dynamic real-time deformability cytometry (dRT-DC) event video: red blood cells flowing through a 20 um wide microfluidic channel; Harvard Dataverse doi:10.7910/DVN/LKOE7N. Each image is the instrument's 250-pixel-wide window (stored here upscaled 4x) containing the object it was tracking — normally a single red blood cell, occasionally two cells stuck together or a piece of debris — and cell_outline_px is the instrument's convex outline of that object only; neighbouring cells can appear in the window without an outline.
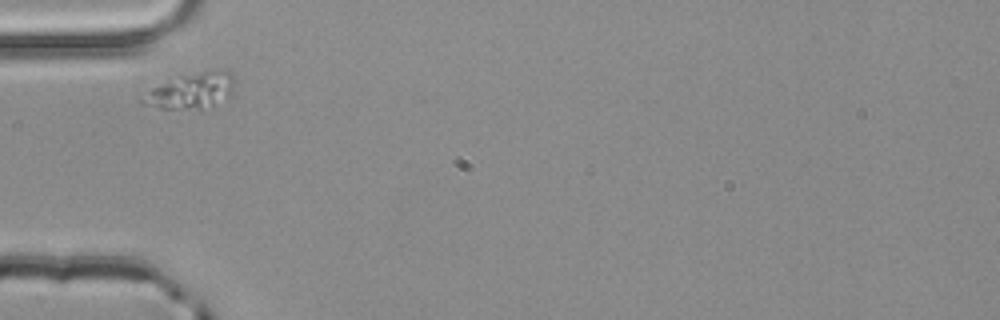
{"species": "common noctule bat (a hibernating species)", "species_latin": "Nyctalus noctula", "temperature_condition": "room temperature", "stored_images_in_passage": 1, "camera_frame_rate_fps": 3000, "um_per_image_px": 0.085, "animal": {"sex": "male", "body_mass_g": 20.4}, "frame": {"image": 1, "passage_image": 1, "time_ms": 0.0, "image_size_px": [1000, 320], "cell_outline_px": [[236, 80], [232, 96], [228, 100], [212, 108], [200, 112], [160, 108], [140, 104], [136, 100], [152, 88], [180, 76], [204, 72], [232, 72]], "centroid_in_image_um": [16.3, 7.83], "position_along_channel_um": 68.7, "area_um2": 19.94}}